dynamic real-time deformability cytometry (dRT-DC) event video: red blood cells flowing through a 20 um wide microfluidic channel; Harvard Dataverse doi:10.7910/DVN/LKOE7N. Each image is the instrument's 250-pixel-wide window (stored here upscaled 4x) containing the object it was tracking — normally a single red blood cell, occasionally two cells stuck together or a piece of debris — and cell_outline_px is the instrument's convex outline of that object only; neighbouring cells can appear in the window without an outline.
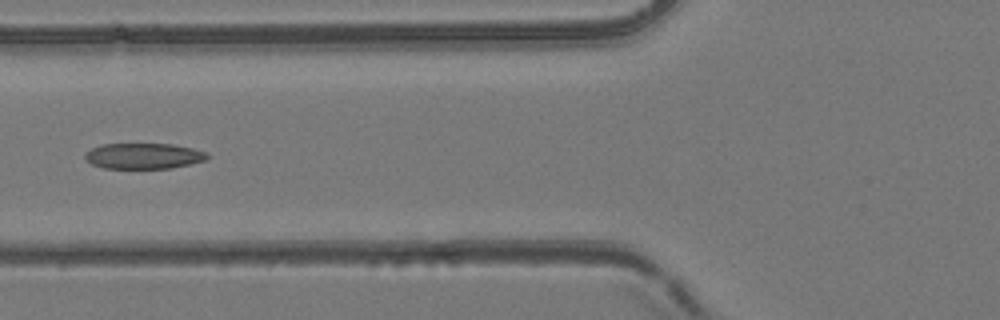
{"species": "common noctule bat (a hibernating species)", "species_latin": "Nyctalus noctula", "temperature_condition": "room temperature", "stored_images_in_passage": 36, "camera_frame_rate_fps": 3000, "um_per_image_px": 0.085, "animal": {"sex": "female", "body_mass_g": 24.6, "forearm_length_mm": 56.2}, "frame": {"image": 1, "passage_image": 4, "time_ms": 1.0, "image_size_px": [1000, 320], "cell_outline_px": [[208, 156], [204, 160], [172, 168], [104, 168], [92, 164], [84, 156], [92, 148], [100, 144], [172, 144], [192, 148], [208, 152]], "centroid_in_image_um": [12.21, 13.25], "position_along_channel_um": 113.6, "area_um2": 18.09}}
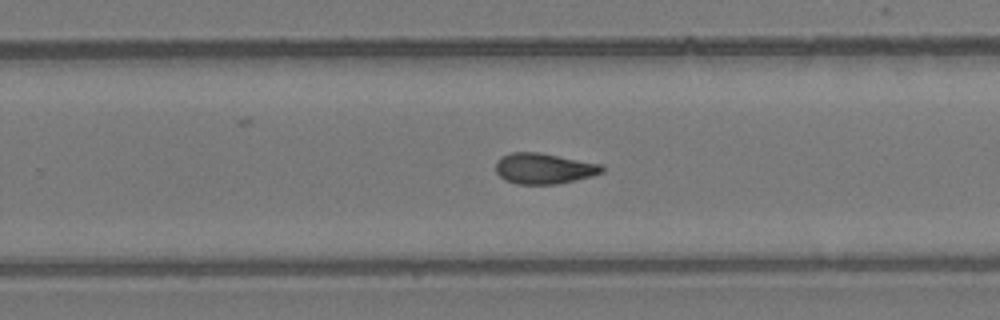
{"frame": {"image": 2, "passage_image": 17, "time_ms": 5.333, "image_size_px": [1000, 320], "cell_outline_px": [[604, 172], [592, 176], [576, 180], [556, 184], [516, 184], [504, 180], [496, 172], [496, 160], [500, 156], [512, 152], [540, 152], [604, 164]], "centroid_in_image_um": [46.25, 14.31], "position_along_channel_um": 283.6, "area_um2": 19.36}}
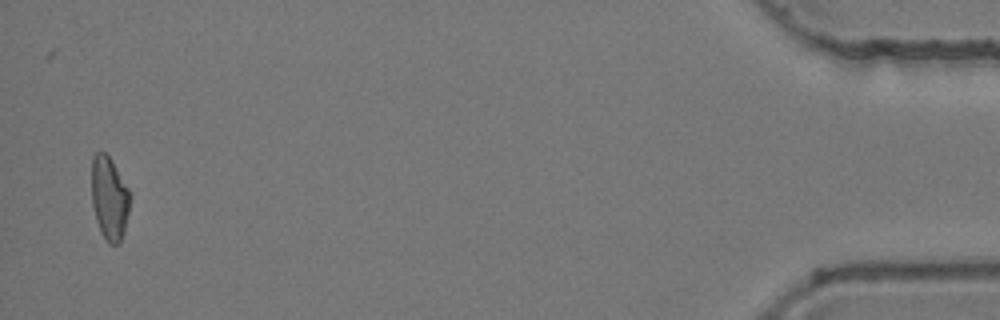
{"frame": {"image": 3, "passage_image": 35, "time_ms": 11.333, "image_size_px": [1000, 320], "cell_outline_px": [[132, 196], [124, 232], [120, 244], [108, 244], [100, 232], [96, 220], [92, 204], [92, 156], [96, 152], [104, 152], [112, 160], [128, 188]], "centroid_in_image_um": [9.31, 16.87], "position_along_channel_um": 425.9, "area_um2": 18.9}}